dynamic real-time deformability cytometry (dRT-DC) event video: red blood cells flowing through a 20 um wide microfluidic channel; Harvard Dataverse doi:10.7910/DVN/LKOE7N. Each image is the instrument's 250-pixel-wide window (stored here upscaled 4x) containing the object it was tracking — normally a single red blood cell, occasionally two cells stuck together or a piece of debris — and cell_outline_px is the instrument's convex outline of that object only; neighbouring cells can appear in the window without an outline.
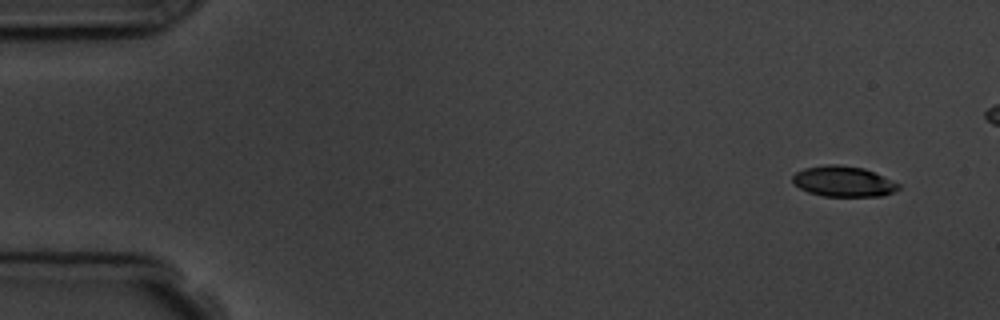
{"species": "common noctule bat (a hibernating species)", "species_latin": "Nyctalus noctula", "temperature_condition": "room temperature", "stored_images_in_passage": 7, "camera_frame_rate_fps": 3000, "um_per_image_px": 0.085, "animal": {"sex": "male", "body_mass_g": 19.5, "forearm_length_mm": 54.6}, "frame": {"image": 1, "passage_image": 1, "time_ms": 0.0, "image_size_px": [1000, 320], "cell_outline_px": [[900, 188], [892, 192], [880, 196], [824, 196], [808, 192], [800, 188], [792, 180], [792, 176], [796, 172], [804, 168], [824, 164], [840, 164], [864, 168], [900, 184]], "centroid_in_image_um": [71.66, 15.41], "position_along_channel_um": 13.3, "area_um2": 18.79}}